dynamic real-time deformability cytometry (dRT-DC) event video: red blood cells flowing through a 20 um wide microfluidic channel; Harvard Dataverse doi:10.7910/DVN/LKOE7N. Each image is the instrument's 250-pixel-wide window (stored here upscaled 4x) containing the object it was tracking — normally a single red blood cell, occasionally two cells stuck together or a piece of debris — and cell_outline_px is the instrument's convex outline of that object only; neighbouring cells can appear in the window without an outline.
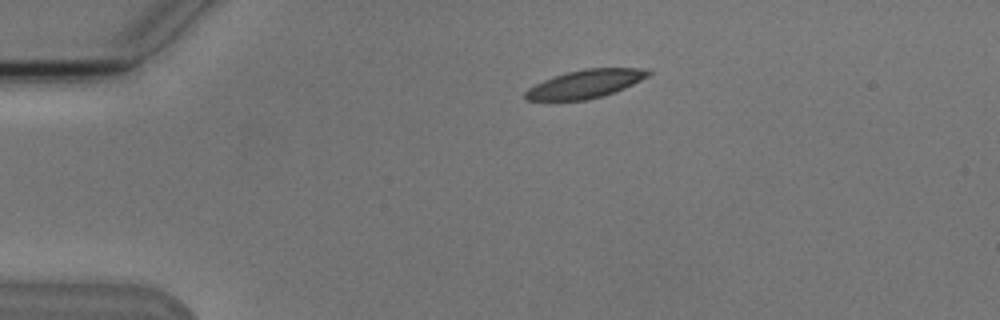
{"species": "Egyptian fruit bat (a non-hibernating species)", "species_latin": "Rousettus aegyptiacus", "temperature_condition": "cold", "stored_images_in_passage": 12, "camera_frame_rate_fps": 3000, "um_per_image_px": 0.085, "animal": {"sex": "male"}, "frame": {"image": 1, "passage_image": 1, "time_ms": 0.0, "image_size_px": [1000, 320], "cell_outline_px": [[652, 72], [648, 76], [624, 88], [588, 100], [528, 100], [524, 96], [524, 92], [528, 88], [544, 80], [568, 72], [584, 68], [652, 68]], "centroid_in_image_um": [49.78, 7.12], "position_along_channel_um": 35.2, "area_um2": 20.0}}
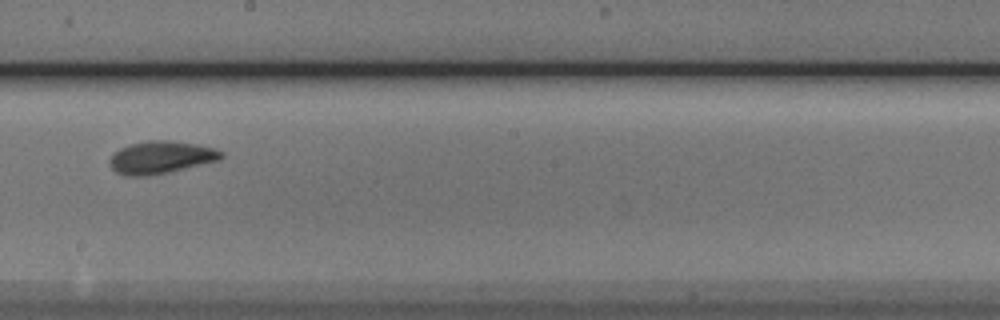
{"frame": {"image": 2, "passage_image": 6, "time_ms": 6.667, "image_size_px": [1000, 320], "cell_outline_px": [[224, 156], [220, 160], [168, 172], [148, 176], [128, 176], [116, 172], [108, 164], [108, 160], [112, 152], [120, 148], [132, 144], [148, 140], [168, 140], [200, 144], [224, 152]], "centroid_in_image_um": [13.66, 13.37], "position_along_channel_um": 234.5, "area_um2": 21.33}}
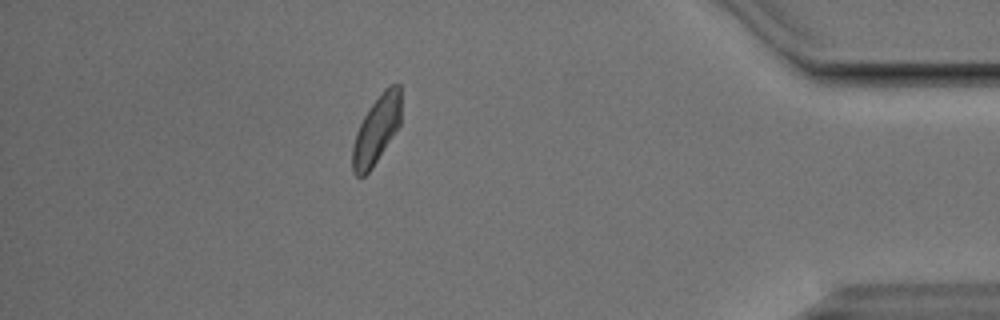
{"frame": {"image": 3, "passage_image": 11, "time_ms": 12.333, "image_size_px": [1000, 320], "cell_outline_px": [[400, 124], [372, 168], [364, 176], [356, 176], [352, 172], [352, 148], [356, 132], [364, 116], [372, 104], [384, 88], [388, 84], [400, 84]], "centroid_in_image_um": [31.99, 11.03], "position_along_channel_um": 403.2, "area_um2": 19.02}, "authors_computed_cell_mechanics": {"area_um2": 19.9699, "velocity_mm_per_s": 3.7064, "shape_relaxation_time_tau1_ms": 3.3103, "shape_relaxation_time_tau2_ms": 3.0316, "deformation_change_tau1": 0.0852, "deformation_change_tau2": 0.0606}}